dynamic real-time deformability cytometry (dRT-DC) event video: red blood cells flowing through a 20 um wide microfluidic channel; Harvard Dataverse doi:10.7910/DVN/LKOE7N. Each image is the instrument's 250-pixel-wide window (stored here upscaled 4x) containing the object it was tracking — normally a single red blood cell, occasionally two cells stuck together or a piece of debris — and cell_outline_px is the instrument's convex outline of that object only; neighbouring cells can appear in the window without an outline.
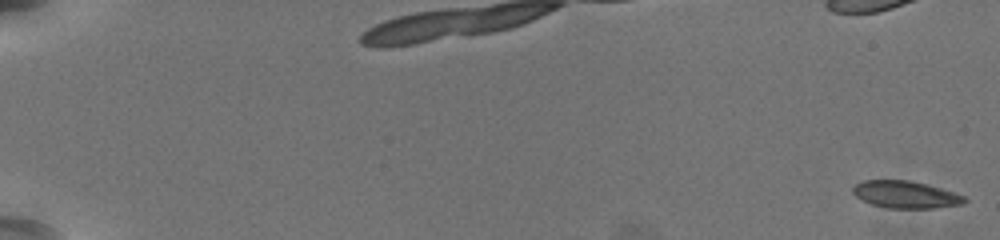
{"species": "common noctule bat (a hibernating species)", "species_latin": "Nyctalus noctula", "temperature_condition": "warm", "stored_images_in_passage": 60, "camera_frame_rate_fps": 3000, "um_per_image_px": 0.085, "animal": {"sex": "female", "body_mass_g": 19.5, "forearm_length_mm": 54.1}, "frame": {"image": 1, "passage_image": 1, "time_ms": 0.0, "image_size_px": [1000, 240], "cell_outline_px": [[968, 200], [964, 204], [932, 208], [888, 208], [872, 204], [856, 196], [852, 192], [852, 188], [856, 184], [864, 180], [908, 180], [928, 184], [956, 192], [964, 196]], "centroid_in_image_um": [77.02, 16.53], "position_along_channel_um": 8.0, "area_um2": 17.74}, "authors_computed_cell_mechanics": {"area_um2": 19.1896, "velocity_mm_per_s": 3.7638, "shape_relaxation_time_tau1_ms": 4.8018, "shape_relaxation_time_tau2_ms": null, "deformation_change_tau1": 0.1625, "deformation_change_tau2": null}}